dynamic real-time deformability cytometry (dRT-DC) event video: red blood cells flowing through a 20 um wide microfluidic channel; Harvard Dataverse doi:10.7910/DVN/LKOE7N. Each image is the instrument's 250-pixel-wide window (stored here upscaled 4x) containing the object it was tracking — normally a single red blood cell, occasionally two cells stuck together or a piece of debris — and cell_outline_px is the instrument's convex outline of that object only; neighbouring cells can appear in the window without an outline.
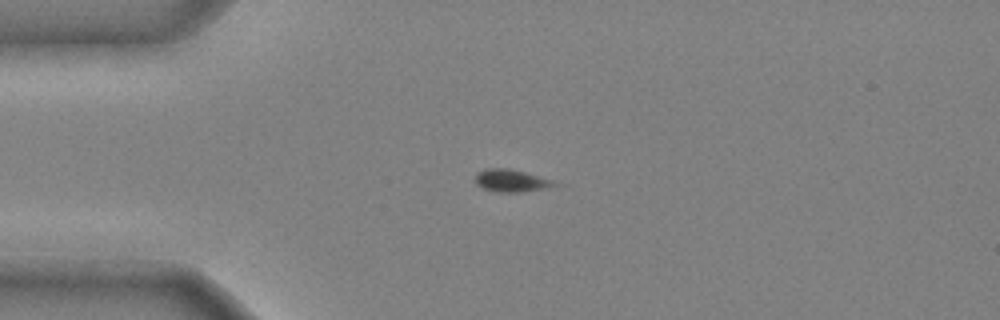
{"species": "common noctule bat (a hibernating species)", "species_latin": "Nyctalus noctula", "temperature_condition": "cold", "stored_images_in_passage": 48, "camera_frame_rate_fps": 3000, "um_per_image_px": 0.085, "animal": {"sex": "male", "body_mass_g": 20.4}, "frame": {"image": 1, "passage_image": 12, "time_ms": 3.667, "image_size_px": [1000, 320], "cell_outline_px": [[560, 184], [520, 192], [500, 192], [484, 188], [476, 184], [476, 172], [484, 168], [508, 168], [524, 172], [552, 180]], "centroid_in_image_um": [43.39, 15.33], "position_along_channel_um": 41.6, "area_um2": 10.06}}
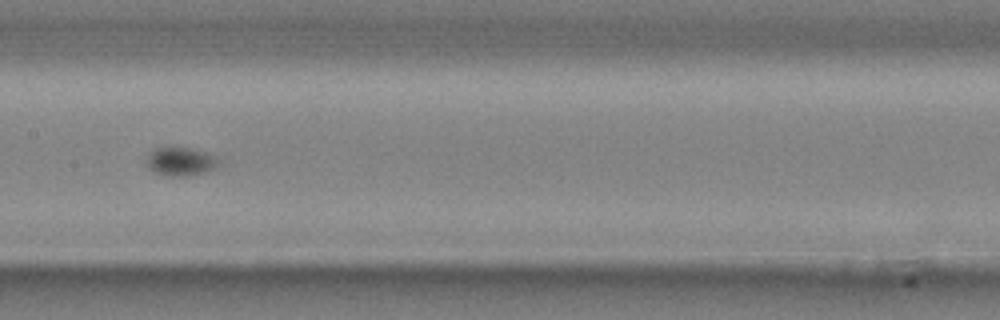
{"frame": {"image": 2, "passage_image": 25, "time_ms": 8.0, "image_size_px": [1000, 320], "cell_outline_px": [[220, 164], [204, 172], [192, 176], [164, 176], [148, 168], [148, 156], [156, 148], [192, 148], [204, 152], [212, 156]], "centroid_in_image_um": [15.33, 13.75], "position_along_channel_um": 192.1, "area_um2": 11.56}}
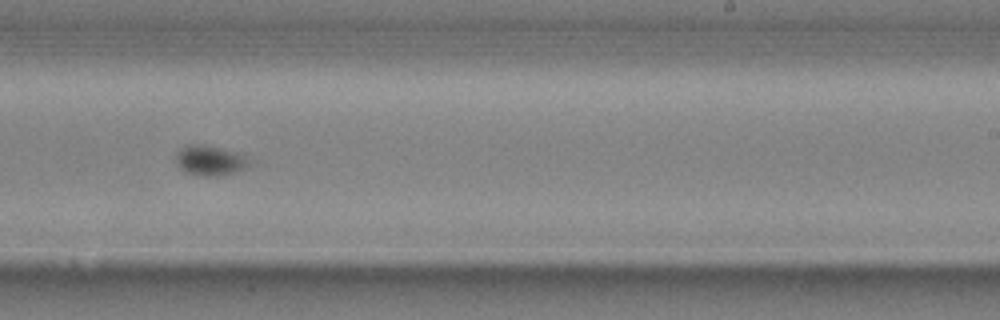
{"frame": {"image": 3, "passage_image": 31, "time_ms": 10.0, "image_size_px": [1000, 320], "cell_outline_px": [[248, 164], [244, 168], [236, 172], [224, 176], [204, 176], [184, 172], [180, 168], [176, 160], [176, 156], [180, 148], [188, 144], [200, 144], [220, 148], [236, 152], [244, 156], [248, 160]], "centroid_in_image_um": [17.81, 13.65], "position_along_channel_um": 271.2, "area_um2": 12.72}, "authors_computed_cell_mechanics": {"area_um2": 10.5485, "velocity_mm_per_s": 3.9663, "shape_relaxation_time_tau1_ms": 1.6725, "shape_relaxation_time_tau2_ms": 0.7512, "deformation_change_tau1": 0.1085, "deformation_change_tau2": null}}